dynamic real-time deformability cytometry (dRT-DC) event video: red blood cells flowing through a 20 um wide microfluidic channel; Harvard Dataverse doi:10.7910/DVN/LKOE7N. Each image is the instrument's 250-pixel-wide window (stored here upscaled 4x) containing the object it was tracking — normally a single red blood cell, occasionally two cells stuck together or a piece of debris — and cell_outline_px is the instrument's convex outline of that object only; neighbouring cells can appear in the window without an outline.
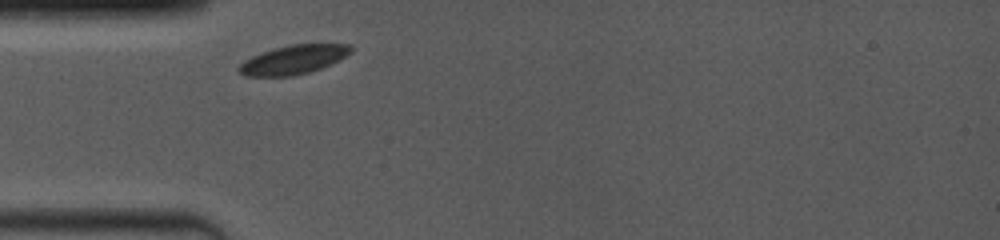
{"species": "common noctule bat (a hibernating species)", "species_latin": "Nyctalus noctula", "temperature_condition": "room temperature", "stored_images_in_passage": 2, "camera_frame_rate_fps": 4000, "um_per_image_px": 0.085, "animal": {"sex": "female", "body_mass_g": 19.0, "forearm_length_mm": 53.3}, "frame": {"image": 1, "passage_image": 1, "time_ms": 0.0, "image_size_px": [1000, 240], "cell_outline_px": [[352, 52], [340, 60], [320, 68], [308, 72], [292, 76], [244, 76], [236, 68], [244, 60], [252, 56], [272, 48], [292, 44], [348, 44], [352, 48]], "centroid_in_image_um": [24.92, 5.07], "position_along_channel_um": 60.1, "area_um2": 18.9}}